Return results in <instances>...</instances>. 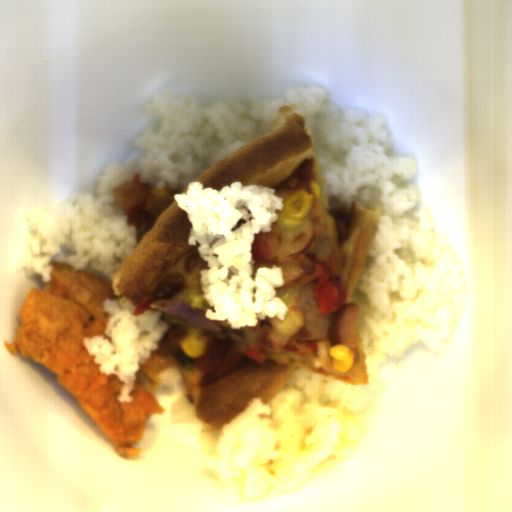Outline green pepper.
<instances>
[{
    "label": "green pepper",
    "mask_w": 512,
    "mask_h": 512,
    "mask_svg": "<svg viewBox=\"0 0 512 512\" xmlns=\"http://www.w3.org/2000/svg\"><path fill=\"white\" fill-rule=\"evenodd\" d=\"M174 359L178 362V364L187 371H193L195 364V357L190 358L184 352H176L173 353Z\"/></svg>",
    "instance_id": "obj_1"
}]
</instances>
